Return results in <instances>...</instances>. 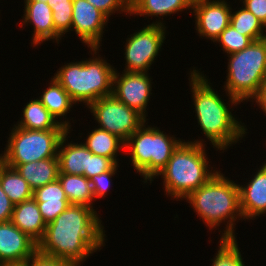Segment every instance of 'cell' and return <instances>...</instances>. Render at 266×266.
<instances>
[{"mask_svg": "<svg viewBox=\"0 0 266 266\" xmlns=\"http://www.w3.org/2000/svg\"><path fill=\"white\" fill-rule=\"evenodd\" d=\"M6 165L15 168L18 173L28 182L33 191L58 179V157L47 158L38 162L33 161L25 164Z\"/></svg>", "mask_w": 266, "mask_h": 266, "instance_id": "obj_20", "label": "cell"}, {"mask_svg": "<svg viewBox=\"0 0 266 266\" xmlns=\"http://www.w3.org/2000/svg\"><path fill=\"white\" fill-rule=\"evenodd\" d=\"M68 130L58 145L59 173L83 175L89 179L90 150L82 143L70 141ZM66 141L68 143H66Z\"/></svg>", "mask_w": 266, "mask_h": 266, "instance_id": "obj_17", "label": "cell"}, {"mask_svg": "<svg viewBox=\"0 0 266 266\" xmlns=\"http://www.w3.org/2000/svg\"><path fill=\"white\" fill-rule=\"evenodd\" d=\"M229 179L219 169L204 185L185 198L209 230H217L221 223L225 224V230L219 231L222 232L220 239H236L235 222L243 219L239 184Z\"/></svg>", "mask_w": 266, "mask_h": 266, "instance_id": "obj_3", "label": "cell"}, {"mask_svg": "<svg viewBox=\"0 0 266 266\" xmlns=\"http://www.w3.org/2000/svg\"><path fill=\"white\" fill-rule=\"evenodd\" d=\"M217 42L220 44L221 50L229 55L245 49L252 40L248 36L240 34L239 31L235 30V28L229 24L214 43Z\"/></svg>", "mask_w": 266, "mask_h": 266, "instance_id": "obj_30", "label": "cell"}, {"mask_svg": "<svg viewBox=\"0 0 266 266\" xmlns=\"http://www.w3.org/2000/svg\"><path fill=\"white\" fill-rule=\"evenodd\" d=\"M116 164L107 157L93 154L90 151L89 179L105 171H110Z\"/></svg>", "mask_w": 266, "mask_h": 266, "instance_id": "obj_33", "label": "cell"}, {"mask_svg": "<svg viewBox=\"0 0 266 266\" xmlns=\"http://www.w3.org/2000/svg\"><path fill=\"white\" fill-rule=\"evenodd\" d=\"M33 199L37 202L46 224L52 222L70 205L58 179L35 189L33 191Z\"/></svg>", "mask_w": 266, "mask_h": 266, "instance_id": "obj_18", "label": "cell"}, {"mask_svg": "<svg viewBox=\"0 0 266 266\" xmlns=\"http://www.w3.org/2000/svg\"><path fill=\"white\" fill-rule=\"evenodd\" d=\"M119 164H116L110 171H105L99 175H94L89 180L92 184L93 195L96 199L104 198L110 191L111 182L117 173Z\"/></svg>", "mask_w": 266, "mask_h": 266, "instance_id": "obj_31", "label": "cell"}, {"mask_svg": "<svg viewBox=\"0 0 266 266\" xmlns=\"http://www.w3.org/2000/svg\"><path fill=\"white\" fill-rule=\"evenodd\" d=\"M194 0H130V16L161 17L192 10Z\"/></svg>", "mask_w": 266, "mask_h": 266, "instance_id": "obj_22", "label": "cell"}, {"mask_svg": "<svg viewBox=\"0 0 266 266\" xmlns=\"http://www.w3.org/2000/svg\"><path fill=\"white\" fill-rule=\"evenodd\" d=\"M156 20L126 38L123 71L148 73L156 62L167 34L165 21Z\"/></svg>", "mask_w": 266, "mask_h": 266, "instance_id": "obj_9", "label": "cell"}, {"mask_svg": "<svg viewBox=\"0 0 266 266\" xmlns=\"http://www.w3.org/2000/svg\"><path fill=\"white\" fill-rule=\"evenodd\" d=\"M14 206V203L9 199L0 186V222L11 220Z\"/></svg>", "mask_w": 266, "mask_h": 266, "instance_id": "obj_36", "label": "cell"}, {"mask_svg": "<svg viewBox=\"0 0 266 266\" xmlns=\"http://www.w3.org/2000/svg\"><path fill=\"white\" fill-rule=\"evenodd\" d=\"M115 70L112 95L120 102L135 109L146 120V109L152 95V78L145 72H122Z\"/></svg>", "mask_w": 266, "mask_h": 266, "instance_id": "obj_11", "label": "cell"}, {"mask_svg": "<svg viewBox=\"0 0 266 266\" xmlns=\"http://www.w3.org/2000/svg\"><path fill=\"white\" fill-rule=\"evenodd\" d=\"M224 91L242 103L252 100L266 79V38L229 54Z\"/></svg>", "mask_w": 266, "mask_h": 266, "instance_id": "obj_7", "label": "cell"}, {"mask_svg": "<svg viewBox=\"0 0 266 266\" xmlns=\"http://www.w3.org/2000/svg\"><path fill=\"white\" fill-rule=\"evenodd\" d=\"M108 19L112 14L125 13L130 15V0H87Z\"/></svg>", "mask_w": 266, "mask_h": 266, "instance_id": "obj_32", "label": "cell"}, {"mask_svg": "<svg viewBox=\"0 0 266 266\" xmlns=\"http://www.w3.org/2000/svg\"><path fill=\"white\" fill-rule=\"evenodd\" d=\"M227 0H194L192 10L195 29L200 38L213 43L230 24L232 6Z\"/></svg>", "mask_w": 266, "mask_h": 266, "instance_id": "obj_12", "label": "cell"}, {"mask_svg": "<svg viewBox=\"0 0 266 266\" xmlns=\"http://www.w3.org/2000/svg\"><path fill=\"white\" fill-rule=\"evenodd\" d=\"M0 186L14 205L33 198V190L28 182L15 168L7 166L1 160Z\"/></svg>", "mask_w": 266, "mask_h": 266, "instance_id": "obj_26", "label": "cell"}, {"mask_svg": "<svg viewBox=\"0 0 266 266\" xmlns=\"http://www.w3.org/2000/svg\"><path fill=\"white\" fill-rule=\"evenodd\" d=\"M189 71V85L191 86L194 111L203 136L213 145L216 151L230 148L240 140H244L248 129L244 123L232 114L234 107L240 105V101L228 95V102L213 89L210 79L204 73L195 69ZM211 84V85H210ZM231 104H230V103ZM229 105V106H228ZM234 105V107H233ZM233 107L231 109L230 107ZM235 143V144H234Z\"/></svg>", "mask_w": 266, "mask_h": 266, "instance_id": "obj_2", "label": "cell"}, {"mask_svg": "<svg viewBox=\"0 0 266 266\" xmlns=\"http://www.w3.org/2000/svg\"><path fill=\"white\" fill-rule=\"evenodd\" d=\"M49 83V86L44 90L41 96L37 98L61 125L71 130V123L70 120L66 119V115L70 113V109L73 107V104L76 105V103L54 77L51 78Z\"/></svg>", "mask_w": 266, "mask_h": 266, "instance_id": "obj_21", "label": "cell"}, {"mask_svg": "<svg viewBox=\"0 0 266 266\" xmlns=\"http://www.w3.org/2000/svg\"><path fill=\"white\" fill-rule=\"evenodd\" d=\"M38 244L11 221L0 222V266H23Z\"/></svg>", "mask_w": 266, "mask_h": 266, "instance_id": "obj_14", "label": "cell"}, {"mask_svg": "<svg viewBox=\"0 0 266 266\" xmlns=\"http://www.w3.org/2000/svg\"><path fill=\"white\" fill-rule=\"evenodd\" d=\"M240 4L252 12L266 28V0H240Z\"/></svg>", "mask_w": 266, "mask_h": 266, "instance_id": "obj_35", "label": "cell"}, {"mask_svg": "<svg viewBox=\"0 0 266 266\" xmlns=\"http://www.w3.org/2000/svg\"><path fill=\"white\" fill-rule=\"evenodd\" d=\"M146 122L147 120L127 139L124 151H129L130 162L135 173L143 177L142 182L152 183L183 139L170 133L168 135L157 126L147 125Z\"/></svg>", "mask_w": 266, "mask_h": 266, "instance_id": "obj_6", "label": "cell"}, {"mask_svg": "<svg viewBox=\"0 0 266 266\" xmlns=\"http://www.w3.org/2000/svg\"><path fill=\"white\" fill-rule=\"evenodd\" d=\"M204 140H183L174 150L165 168L157 175L163 180L165 196L184 200L218 171L209 164Z\"/></svg>", "mask_w": 266, "mask_h": 266, "instance_id": "obj_4", "label": "cell"}, {"mask_svg": "<svg viewBox=\"0 0 266 266\" xmlns=\"http://www.w3.org/2000/svg\"><path fill=\"white\" fill-rule=\"evenodd\" d=\"M109 19L87 0H73L71 31L90 48H100ZM104 30V31H103Z\"/></svg>", "mask_w": 266, "mask_h": 266, "instance_id": "obj_13", "label": "cell"}, {"mask_svg": "<svg viewBox=\"0 0 266 266\" xmlns=\"http://www.w3.org/2000/svg\"><path fill=\"white\" fill-rule=\"evenodd\" d=\"M99 50L90 48L89 53L93 55L91 58L64 63L53 76L76 104L82 102L87 107L99 98L112 95L113 77L117 68L101 55L96 56Z\"/></svg>", "mask_w": 266, "mask_h": 266, "instance_id": "obj_5", "label": "cell"}, {"mask_svg": "<svg viewBox=\"0 0 266 266\" xmlns=\"http://www.w3.org/2000/svg\"><path fill=\"white\" fill-rule=\"evenodd\" d=\"M253 177V178H252ZM248 183L239 184L240 210L243 220L266 216V165L257 168Z\"/></svg>", "mask_w": 266, "mask_h": 266, "instance_id": "obj_16", "label": "cell"}, {"mask_svg": "<svg viewBox=\"0 0 266 266\" xmlns=\"http://www.w3.org/2000/svg\"><path fill=\"white\" fill-rule=\"evenodd\" d=\"M23 266H75L63 259L40 254L38 251L27 259Z\"/></svg>", "mask_w": 266, "mask_h": 266, "instance_id": "obj_34", "label": "cell"}, {"mask_svg": "<svg viewBox=\"0 0 266 266\" xmlns=\"http://www.w3.org/2000/svg\"><path fill=\"white\" fill-rule=\"evenodd\" d=\"M48 4L53 11L55 30L63 37L71 31L73 0H52Z\"/></svg>", "mask_w": 266, "mask_h": 266, "instance_id": "obj_29", "label": "cell"}, {"mask_svg": "<svg viewBox=\"0 0 266 266\" xmlns=\"http://www.w3.org/2000/svg\"><path fill=\"white\" fill-rule=\"evenodd\" d=\"M58 180L70 204L94 208L93 205L96 200L93 195L92 184L88 178L83 175L58 173Z\"/></svg>", "mask_w": 266, "mask_h": 266, "instance_id": "obj_25", "label": "cell"}, {"mask_svg": "<svg viewBox=\"0 0 266 266\" xmlns=\"http://www.w3.org/2000/svg\"><path fill=\"white\" fill-rule=\"evenodd\" d=\"M250 102H256L255 106L257 104V106H259V108L263 111L264 115L266 114V79L261 84L257 94L252 98V100H250Z\"/></svg>", "mask_w": 266, "mask_h": 266, "instance_id": "obj_37", "label": "cell"}, {"mask_svg": "<svg viewBox=\"0 0 266 266\" xmlns=\"http://www.w3.org/2000/svg\"><path fill=\"white\" fill-rule=\"evenodd\" d=\"M24 1H39V2L49 3V1H52V0H24Z\"/></svg>", "mask_w": 266, "mask_h": 266, "instance_id": "obj_38", "label": "cell"}, {"mask_svg": "<svg viewBox=\"0 0 266 266\" xmlns=\"http://www.w3.org/2000/svg\"><path fill=\"white\" fill-rule=\"evenodd\" d=\"M99 214L86 205L70 204L46 225L38 252L81 266L91 254L105 246L106 234Z\"/></svg>", "mask_w": 266, "mask_h": 266, "instance_id": "obj_1", "label": "cell"}, {"mask_svg": "<svg viewBox=\"0 0 266 266\" xmlns=\"http://www.w3.org/2000/svg\"><path fill=\"white\" fill-rule=\"evenodd\" d=\"M211 266H245L236 239H220Z\"/></svg>", "mask_w": 266, "mask_h": 266, "instance_id": "obj_28", "label": "cell"}, {"mask_svg": "<svg viewBox=\"0 0 266 266\" xmlns=\"http://www.w3.org/2000/svg\"><path fill=\"white\" fill-rule=\"evenodd\" d=\"M237 11H231L230 25L240 34L248 36L252 41L266 38V29L258 18L249 10L241 6Z\"/></svg>", "mask_w": 266, "mask_h": 266, "instance_id": "obj_27", "label": "cell"}, {"mask_svg": "<svg viewBox=\"0 0 266 266\" xmlns=\"http://www.w3.org/2000/svg\"><path fill=\"white\" fill-rule=\"evenodd\" d=\"M88 133L85 141L82 142L86 148L93 154L110 158L115 164H118L117 156H119L120 150L124 152L125 143L116 135L98 127Z\"/></svg>", "mask_w": 266, "mask_h": 266, "instance_id": "obj_24", "label": "cell"}, {"mask_svg": "<svg viewBox=\"0 0 266 266\" xmlns=\"http://www.w3.org/2000/svg\"><path fill=\"white\" fill-rule=\"evenodd\" d=\"M13 128V129H12ZM0 160L5 164H25L58 157V145L68 129L30 130L13 126Z\"/></svg>", "mask_w": 266, "mask_h": 266, "instance_id": "obj_8", "label": "cell"}, {"mask_svg": "<svg viewBox=\"0 0 266 266\" xmlns=\"http://www.w3.org/2000/svg\"><path fill=\"white\" fill-rule=\"evenodd\" d=\"M87 108L98 128L116 135L124 143L146 121L135 109L118 101L113 95L99 98Z\"/></svg>", "mask_w": 266, "mask_h": 266, "instance_id": "obj_10", "label": "cell"}, {"mask_svg": "<svg viewBox=\"0 0 266 266\" xmlns=\"http://www.w3.org/2000/svg\"><path fill=\"white\" fill-rule=\"evenodd\" d=\"M24 4V14L19 26H28V23L33 25L31 46L35 48L48 40L59 44L62 36L55 30L51 6L39 1H24Z\"/></svg>", "mask_w": 266, "mask_h": 266, "instance_id": "obj_15", "label": "cell"}, {"mask_svg": "<svg viewBox=\"0 0 266 266\" xmlns=\"http://www.w3.org/2000/svg\"><path fill=\"white\" fill-rule=\"evenodd\" d=\"M15 126L30 130L66 129L37 98L27 102ZM23 116V117H22Z\"/></svg>", "mask_w": 266, "mask_h": 266, "instance_id": "obj_23", "label": "cell"}, {"mask_svg": "<svg viewBox=\"0 0 266 266\" xmlns=\"http://www.w3.org/2000/svg\"><path fill=\"white\" fill-rule=\"evenodd\" d=\"M10 221L37 244L44 237L47 224L33 198L15 204Z\"/></svg>", "mask_w": 266, "mask_h": 266, "instance_id": "obj_19", "label": "cell"}]
</instances>
